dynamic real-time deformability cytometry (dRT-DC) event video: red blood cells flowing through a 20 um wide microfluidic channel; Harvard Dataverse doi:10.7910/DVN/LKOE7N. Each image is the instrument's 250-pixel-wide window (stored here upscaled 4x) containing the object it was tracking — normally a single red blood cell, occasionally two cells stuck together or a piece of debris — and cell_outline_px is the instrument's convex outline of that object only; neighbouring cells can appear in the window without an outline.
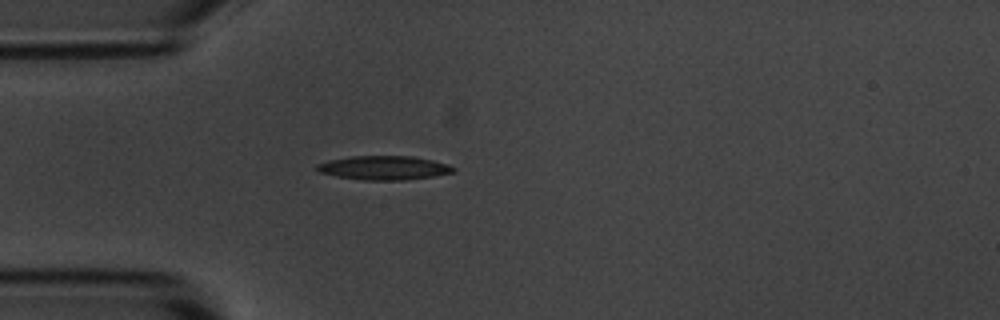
{"species": "common noctule bat (a hibernating species)", "species_latin": "Nyctalus noctula", "temperature_condition": "room temperature", "stored_images_in_passage": 3, "camera_frame_rate_fps": 3000, "um_per_image_px": 0.085, "animal": {"sex": "male", "body_mass_g": 20.1, "forearm_length_mm": 53.5}, "frame": {"image": 1, "passage_image": 3, "time_ms": 2.333, "image_size_px": [1000, 320], "cell_outline_px": [[456, 172], [408, 180], [364, 180], [336, 176], [320, 172], [316, 168], [316, 164], [328, 160], [352, 156], [412, 156], [432, 160], [448, 164], [456, 168]], "centroid_in_image_um": [32.66, 14.26], "position_along_channel_um": 52.3, "area_um2": 19.07}}